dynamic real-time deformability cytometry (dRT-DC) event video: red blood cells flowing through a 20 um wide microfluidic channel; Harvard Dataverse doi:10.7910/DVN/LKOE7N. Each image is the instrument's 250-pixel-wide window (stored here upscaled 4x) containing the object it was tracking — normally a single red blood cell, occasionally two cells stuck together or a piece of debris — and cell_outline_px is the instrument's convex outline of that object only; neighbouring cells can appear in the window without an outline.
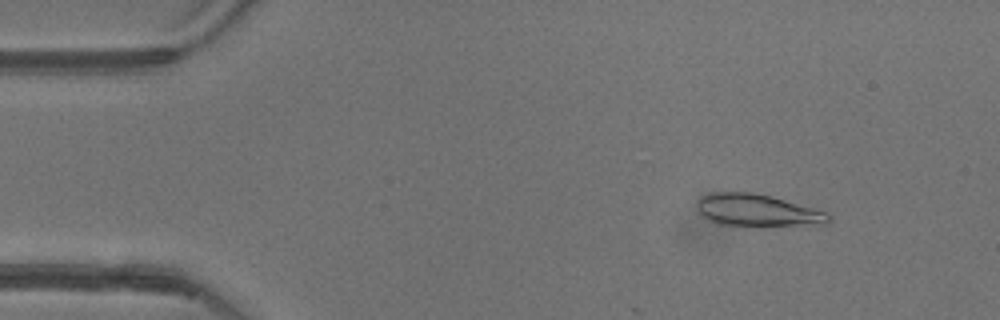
{"species": "common noctule bat (a hibernating species)", "species_latin": "Nyctalus noctula", "temperature_condition": "warm", "stored_images_in_passage": 18, "camera_frame_rate_fps": 3000, "um_per_image_px": 0.085, "animal": {"sex": "female"}, "frame": {"image": 1, "passage_image": 6, "time_ms": 1.667, "image_size_px": [1000, 320], "cell_outline_px": [[832, 220], [824, 224], [716, 224], [708, 220], [696, 208], [696, 204], [700, 196], [712, 192], [752, 192], [784, 200], [828, 212], [832, 216]], "centroid_in_image_um": [64.33, 17.85], "position_along_channel_um": 20.7, "area_um2": 23.93}}
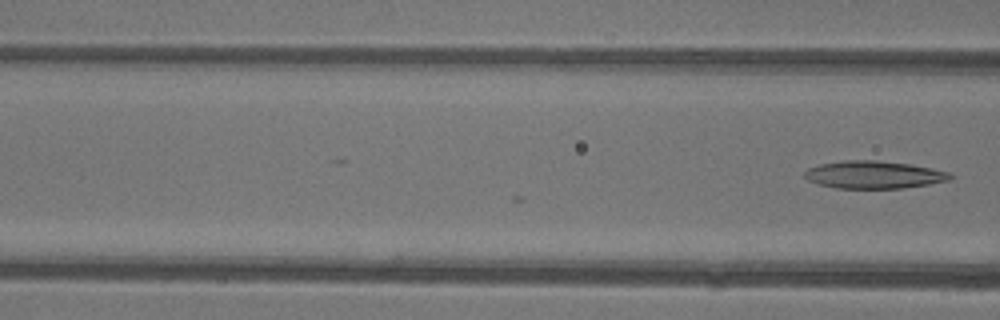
{"frame": {"image": 2, "passage_image": 18, "time_ms": 5.667, "image_size_px": [1000, 320], "cell_outline_px": [[952, 176], [948, 180], [928, 184], [904, 188], [836, 188], [816, 184], [808, 180], [804, 176], [804, 172], [808, 168], [820, 164], [844, 160], [876, 160], [908, 164], [952, 172]], "centroid_in_image_um": [74.24, 14.85], "position_along_channel_um": 92.4, "area_um2": 23.35}}